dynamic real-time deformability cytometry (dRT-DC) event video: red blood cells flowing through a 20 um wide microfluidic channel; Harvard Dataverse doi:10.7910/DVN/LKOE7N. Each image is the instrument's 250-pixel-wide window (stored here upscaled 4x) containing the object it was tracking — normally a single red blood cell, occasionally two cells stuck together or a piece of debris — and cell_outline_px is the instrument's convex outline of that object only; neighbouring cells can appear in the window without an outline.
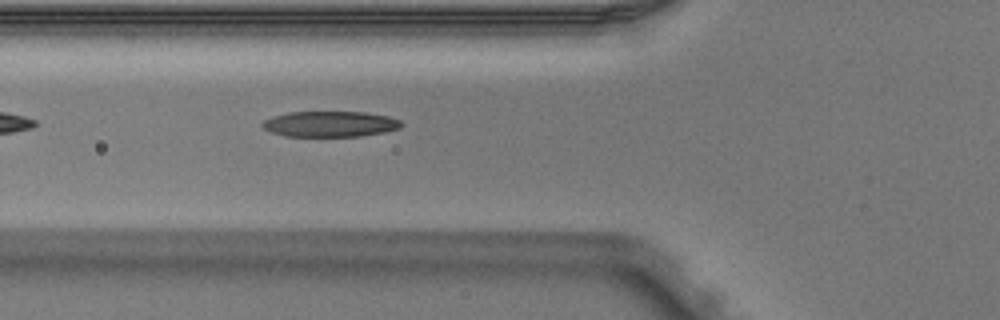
{"species": "Egyptian fruit bat (a non-hibernating species)", "species_latin": "Rousettus aegyptiacus", "temperature_condition": "warm", "stored_images_in_passage": 5, "camera_frame_rate_fps": 3000, "um_per_image_px": 0.085, "animal": {"sex": "male"}, "frame": {"image": 1, "passage_image": 5, "time_ms": 1.333, "image_size_px": [1000, 320], "cell_outline_px": [[404, 124], [400, 128], [384, 132], [360, 136], [284, 136], [272, 132], [264, 128], [260, 124], [264, 120], [272, 116], [288, 112], [368, 112], [388, 116], [400, 120]], "centroid_in_image_um": [28.07, 10.53], "position_along_channel_um": 97.7, "area_um2": 20.87}}